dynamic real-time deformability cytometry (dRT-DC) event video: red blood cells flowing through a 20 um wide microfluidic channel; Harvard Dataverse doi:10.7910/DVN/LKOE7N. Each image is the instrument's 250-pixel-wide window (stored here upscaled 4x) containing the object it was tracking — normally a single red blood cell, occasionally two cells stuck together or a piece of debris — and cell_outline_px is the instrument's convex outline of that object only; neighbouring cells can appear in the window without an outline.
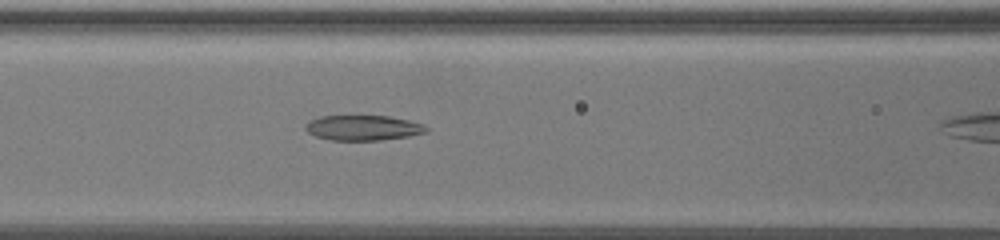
{"species": "common noctule bat (a hibernating species)", "species_latin": "Nyctalus noctula", "temperature_condition": "warm", "stored_images_in_passage": 14, "camera_frame_rate_fps": 3000, "um_per_image_px": 0.085, "animal": {"sex": "female", "body_mass_g": 19.5, "forearm_length_mm": 54.1}, "frame": {"image": 1, "passage_image": 8, "time_ms": 2.333, "image_size_px": [1000, 240], "cell_outline_px": [[428, 132], [408, 136], [380, 140], [332, 140], [316, 136], [308, 132], [304, 128], [308, 120], [320, 116], [388, 116], [408, 120], [424, 124], [428, 128]], "centroid_in_image_um": [30.86, 10.86], "position_along_channel_um": 135.7, "area_um2": 17.69}}
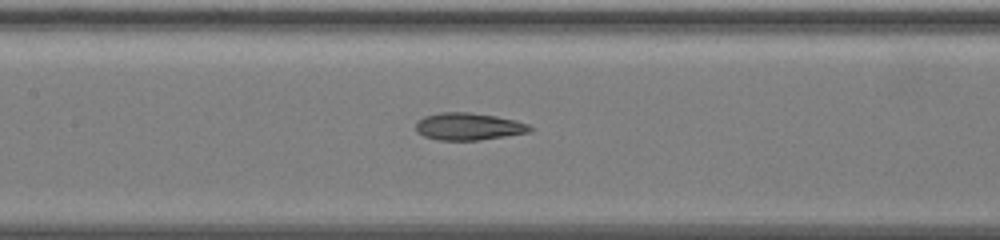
{"frame": {"image": 2, "passage_image": 10, "time_ms": 3.0, "image_size_px": [1000, 240], "cell_outline_px": [[532, 132], [480, 140], [436, 140], [424, 136], [416, 132], [416, 120], [424, 116], [440, 112], [468, 112], [496, 116], [516, 120], [528, 124], [532, 128]], "centroid_in_image_um": [39.81, 10.75], "position_along_channel_um": 167.6, "area_um2": 18.32}}
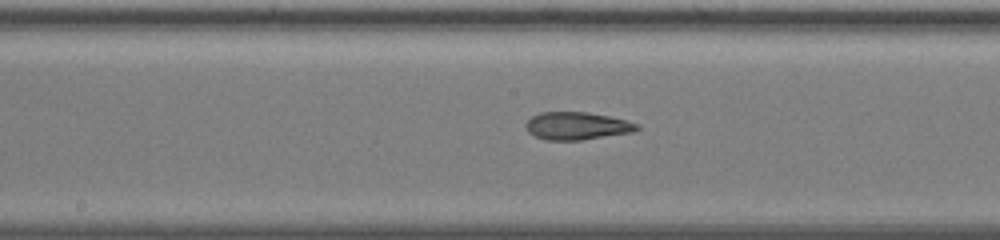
{"frame": {"image": 3, "passage_image": 12, "time_ms": 3.667, "image_size_px": [1000, 240], "cell_outline_px": [[640, 128], [636, 132], [584, 140], [544, 140], [528, 132], [524, 124], [532, 116], [540, 112], [588, 112], [628, 120], [640, 124]], "centroid_in_image_um": [49.09, 10.71], "position_along_channel_um": 199.1, "area_um2": 18.26}}